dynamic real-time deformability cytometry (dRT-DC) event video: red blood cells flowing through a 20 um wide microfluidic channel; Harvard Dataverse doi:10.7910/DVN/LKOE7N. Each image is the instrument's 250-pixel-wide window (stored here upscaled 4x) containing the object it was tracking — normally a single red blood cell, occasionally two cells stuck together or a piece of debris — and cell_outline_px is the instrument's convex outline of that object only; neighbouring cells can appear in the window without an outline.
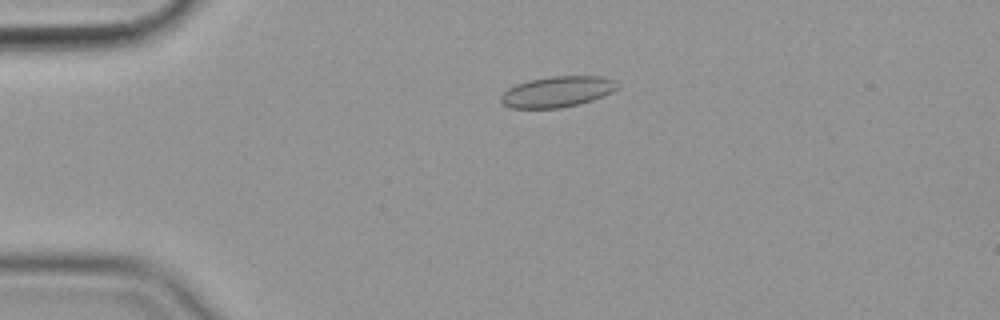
{"species": "common noctule bat (a hibernating species)", "species_latin": "Nyctalus noctula", "temperature_condition": "cold", "stored_images_in_passage": 45, "camera_frame_rate_fps": 3000, "um_per_image_px": 0.085, "animal": {"sex": "female", "body_mass_g": 19.9}, "frame": {"image": 1, "passage_image": 1, "time_ms": 0.0, "image_size_px": [1000, 320], "cell_outline_px": [[620, 88], [604, 96], [592, 100], [560, 108], [508, 108], [500, 100], [500, 96], [508, 88], [516, 84], [528, 80], [552, 76], [604, 76], [616, 80], [620, 84]], "centroid_in_image_um": [47.41, 7.78], "position_along_channel_um": 37.6, "area_um2": 21.15}}
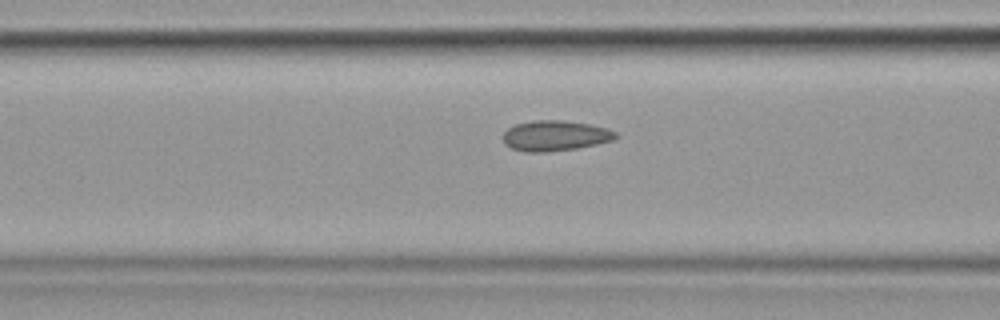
{"frame": {"image": 2, "passage_image": 11, "time_ms": 3.333, "image_size_px": [1000, 320], "cell_outline_px": [[620, 136], [612, 140], [596, 144], [576, 148], [544, 152], [524, 152], [512, 148], [504, 144], [504, 132], [508, 128], [516, 124], [532, 120], [564, 120], [588, 124], [608, 128], [616, 132]], "centroid_in_image_um": [47.19, 11.53], "position_along_channel_um": 119.4, "area_um2": 19.94}}
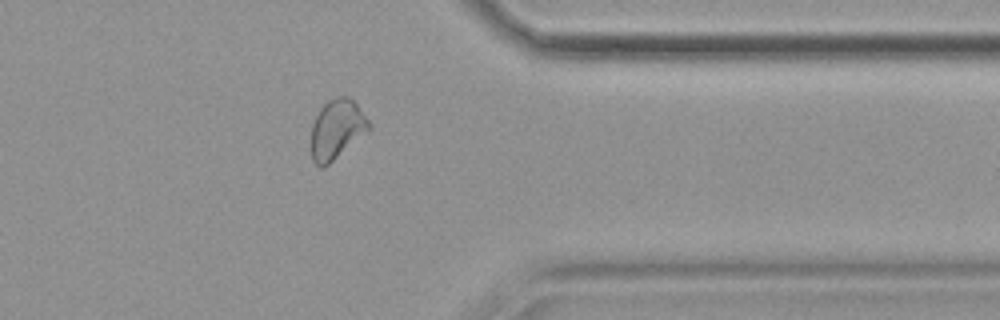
{"frame": {"image": 3, "passage_image": 34, "time_ms": 11.0, "image_size_px": [1000, 320], "cell_outline_px": [[372, 128], [324, 168], [320, 168], [312, 160], [312, 124], [320, 108], [328, 100], [336, 96], [348, 96], [356, 104], [368, 120]], "centroid_in_image_um": [28.62, 10.99], "position_along_channel_um": 382.8, "area_um2": 19.88}, "authors_computed_cell_mechanics": {"area_um2": 19.941, "velocity_mm_per_s": 3.5561, "shape_relaxation_time_tau1_ms": null, "shape_relaxation_time_tau2_ms": 1.6506, "deformation_change_tau1": null, "deformation_change_tau2": 0.0632}}